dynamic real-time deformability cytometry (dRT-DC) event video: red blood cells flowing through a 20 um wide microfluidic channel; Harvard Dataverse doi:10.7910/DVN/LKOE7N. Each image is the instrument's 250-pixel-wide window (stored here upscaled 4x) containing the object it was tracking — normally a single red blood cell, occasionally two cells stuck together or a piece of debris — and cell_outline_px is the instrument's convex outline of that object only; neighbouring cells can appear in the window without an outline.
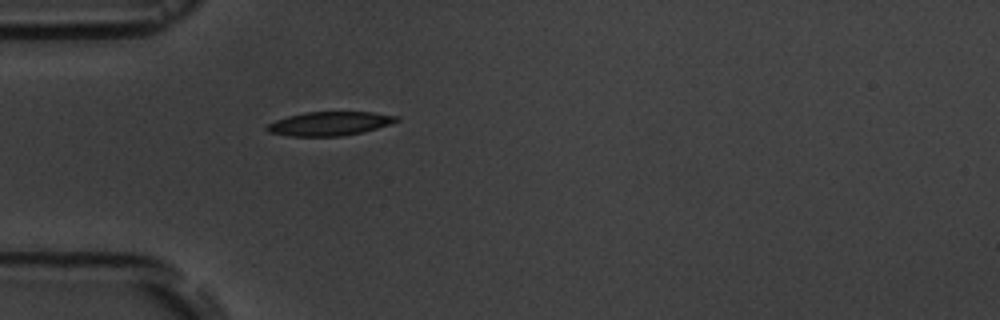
{"species": "common noctule bat (a hibernating species)", "species_latin": "Nyctalus noctula", "temperature_condition": "room temperature", "stored_images_in_passage": 1, "camera_frame_rate_fps": 3000, "um_per_image_px": 0.085, "animal": {"sex": "male", "body_mass_g": 19.5, "forearm_length_mm": 54.6}, "frame": {"image": 1, "passage_image": 1, "time_ms": 0.0, "image_size_px": [1000, 320], "cell_outline_px": [[400, 120], [376, 128], [360, 132], [340, 136], [288, 136], [268, 132], [264, 128], [268, 124], [276, 120], [288, 116], [304, 112], [372, 112], [400, 116]], "centroid_in_image_um": [27.98, 10.5], "position_along_channel_um": 57.0, "area_um2": 17.92}}